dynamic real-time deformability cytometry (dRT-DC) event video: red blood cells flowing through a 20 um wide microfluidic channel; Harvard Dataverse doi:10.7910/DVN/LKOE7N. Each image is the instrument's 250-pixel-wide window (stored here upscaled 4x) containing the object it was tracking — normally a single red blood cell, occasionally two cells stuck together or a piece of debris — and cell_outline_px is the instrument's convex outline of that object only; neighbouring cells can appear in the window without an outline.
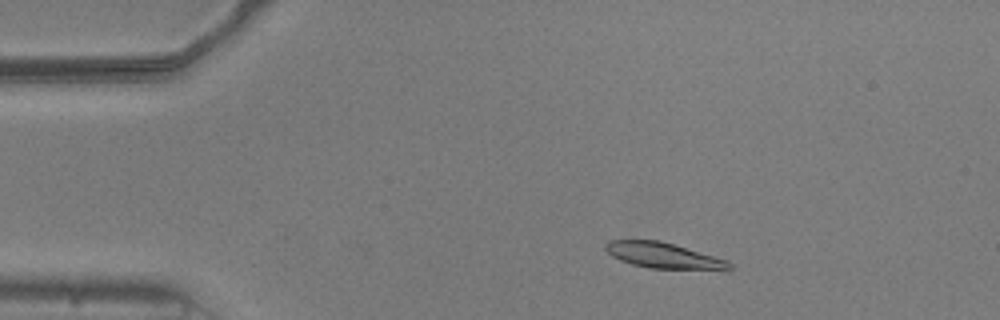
{"species": "common noctule bat (a hibernating species)", "species_latin": "Nyctalus noctula", "temperature_condition": "warm", "stored_images_in_passage": 46, "camera_frame_rate_fps": 3000, "um_per_image_px": 0.085, "animal": {"sex": "male", "body_mass_g": 20.5, "forearm_length_mm": 52.5}, "frame": {"image": 1, "passage_image": 2, "time_ms": 0.333, "image_size_px": [1000, 320], "cell_outline_px": [[732, 268], [648, 268], [632, 264], [620, 260], [612, 256], [604, 248], [604, 244], [608, 240], [660, 240], [728, 260], [732, 264]], "centroid_in_image_um": [56.29, 21.68], "position_along_channel_um": 28.7, "area_um2": 18.03}}
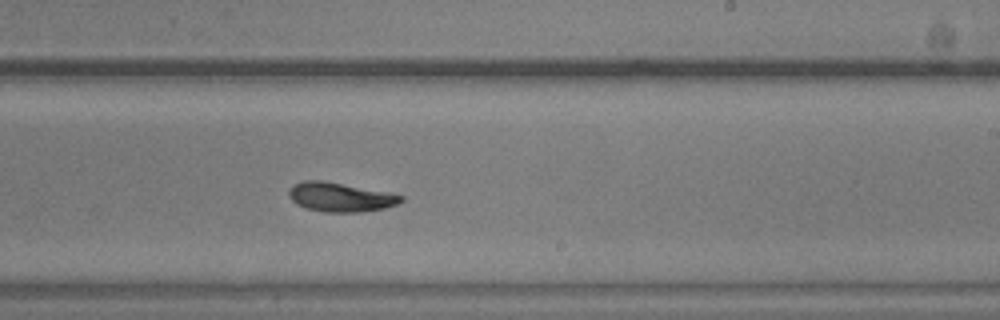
{"frame": {"image": 2, "passage_image": 25, "time_ms": 8.0, "image_size_px": [1000, 320], "cell_outline_px": [[404, 200], [396, 204], [384, 208], [356, 212], [324, 212], [308, 208], [296, 204], [288, 196], [288, 188], [292, 184], [304, 180], [320, 180], [388, 192], [404, 196]], "centroid_in_image_um": [28.88, 16.74], "position_along_channel_um": 260.1, "area_um2": 18.96}}
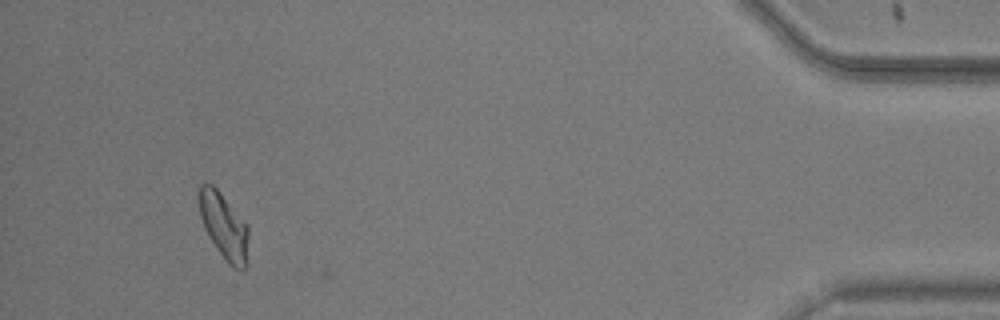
{"frame": {"image": 3, "passage_image": 43, "time_ms": 14.0, "image_size_px": [1000, 320], "cell_outline_px": [[248, 264], [244, 272], [228, 264], [216, 248], [208, 236], [204, 228], [200, 216], [196, 196], [200, 184], [212, 184], [220, 192], [248, 224]], "centroid_in_image_um": [19.03, 19.23], "position_along_channel_um": 416.2, "area_um2": 19.59}, "authors_computed_cell_mechanics": {"area_um2": 18.9584, "velocity_mm_per_s": 3.7576, "shape_relaxation_time_tau1_ms": 4.7304, "shape_relaxation_time_tau2_ms": 6.5481, "deformation_change_tau1": 0.1528, "deformation_change_tau2": 0.1201}}